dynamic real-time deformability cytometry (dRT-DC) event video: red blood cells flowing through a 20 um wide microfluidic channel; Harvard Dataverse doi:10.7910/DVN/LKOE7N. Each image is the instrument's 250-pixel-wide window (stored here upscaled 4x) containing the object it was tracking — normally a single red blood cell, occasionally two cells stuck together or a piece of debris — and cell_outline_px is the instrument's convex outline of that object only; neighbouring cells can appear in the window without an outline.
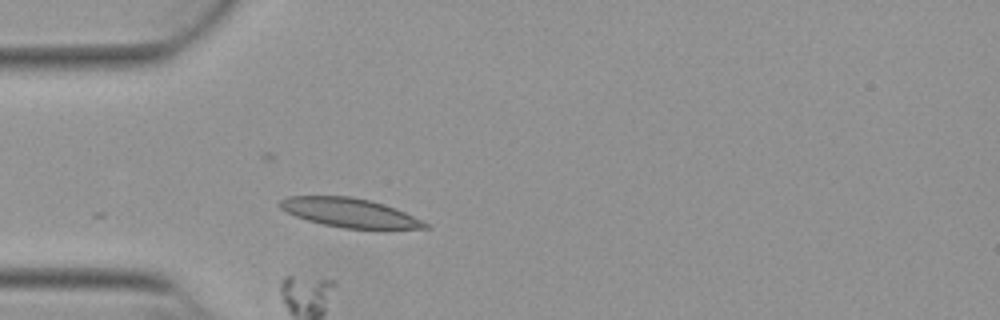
{"species": "Egyptian fruit bat (a non-hibernating species)", "species_latin": "Rousettus aegyptiacus", "temperature_condition": "warm", "stored_images_in_passage": 39, "segment_of_instrument_passage": [1, 2], "camera_frame_rate_fps": 3000, "um_per_image_px": 0.085, "animal": {"sex": "female"}, "frame": {"image": 1, "passage_image": 1, "time_ms": 0.0, "image_size_px": [1000, 320], "cell_outline_px": [[432, 228], [384, 232], [380, 232], [344, 228], [324, 224], [308, 220], [296, 216], [280, 208], [280, 200], [288, 196], [352, 196], [372, 200], [396, 208], [432, 224]], "centroid_in_image_um": [29.93, 18.14], "position_along_channel_um": 55.1, "area_um2": 25.78}}